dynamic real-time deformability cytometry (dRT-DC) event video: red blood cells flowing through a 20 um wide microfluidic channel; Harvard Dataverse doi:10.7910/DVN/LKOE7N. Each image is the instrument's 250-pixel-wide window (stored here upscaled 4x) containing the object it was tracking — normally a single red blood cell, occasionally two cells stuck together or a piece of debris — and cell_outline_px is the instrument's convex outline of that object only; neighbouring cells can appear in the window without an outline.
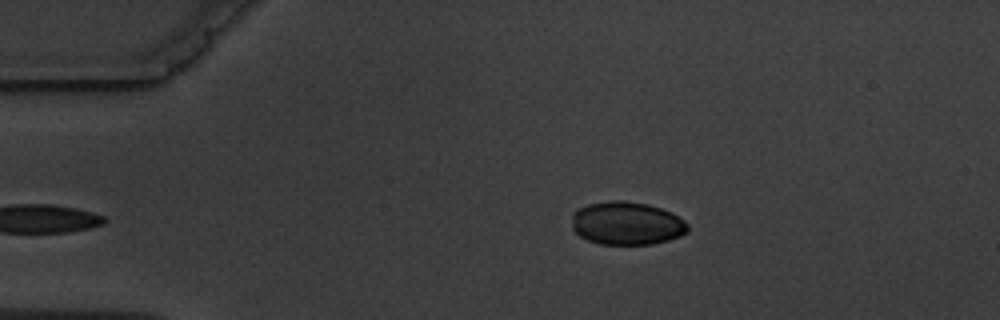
{"species": "common noctule bat (a hibernating species)", "species_latin": "Nyctalus noctula", "temperature_condition": "warm", "stored_images_in_passage": 4, "camera_frame_rate_fps": 3000, "um_per_image_px": 0.085, "animal": {"sex": "male", "body_mass_g": 19.5, "forearm_length_mm": 54.6}, "frame": {"image": 1, "passage_image": 4, "time_ms": 3.333, "image_size_px": [1000, 320], "cell_outline_px": [[688, 232], [680, 236], [668, 240], [652, 244], [600, 244], [588, 240], [580, 236], [572, 228], [572, 212], [576, 208], [588, 204], [608, 200], [624, 200], [648, 204], [672, 212], [684, 220], [688, 224]], "centroid_in_image_um": [53.26, 18.97], "position_along_channel_um": 31.7, "area_um2": 29.48}}